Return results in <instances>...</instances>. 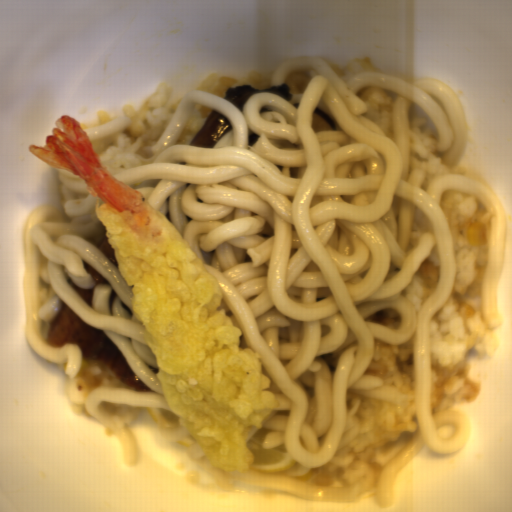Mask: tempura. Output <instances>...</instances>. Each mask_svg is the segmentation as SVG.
<instances>
[{
  "instance_id": "obj_1",
  "label": "tempura",
  "mask_w": 512,
  "mask_h": 512,
  "mask_svg": "<svg viewBox=\"0 0 512 512\" xmlns=\"http://www.w3.org/2000/svg\"><path fill=\"white\" fill-rule=\"evenodd\" d=\"M28 148L43 163L80 176L94 196L169 409L214 468L243 473L254 459L249 429H261L275 395L266 390L262 354L241 347L240 327L219 309L222 286L172 221L107 170L74 117L62 113L43 144Z\"/></svg>"
}]
</instances>
